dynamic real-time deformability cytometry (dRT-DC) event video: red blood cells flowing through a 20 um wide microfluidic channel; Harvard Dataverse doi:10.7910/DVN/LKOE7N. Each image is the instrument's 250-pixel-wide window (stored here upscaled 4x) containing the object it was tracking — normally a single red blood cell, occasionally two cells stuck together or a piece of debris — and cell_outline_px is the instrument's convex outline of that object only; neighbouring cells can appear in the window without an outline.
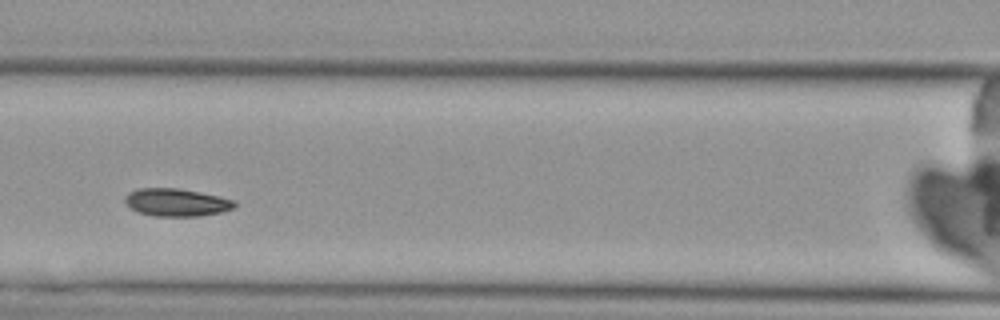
{"species": "Egyptian fruit bat (a non-hibernating species)", "species_latin": "Rousettus aegyptiacus", "temperature_condition": "cold", "stored_images_in_passage": 7, "camera_frame_rate_fps": 3000, "um_per_image_px": 0.085, "animal": {"sex": "female"}, "frame": {"image": 1, "passage_image": 3, "time_ms": 3.0, "image_size_px": [1000, 320], "cell_outline_px": [[236, 204], [232, 208], [220, 212], [200, 216], [156, 216], [136, 212], [124, 200], [124, 196], [128, 192], [136, 188], [180, 188], [220, 196], [236, 200]], "centroid_in_image_um": [14.98, 17.19], "position_along_channel_um": 151.6, "area_um2": 17.8}}
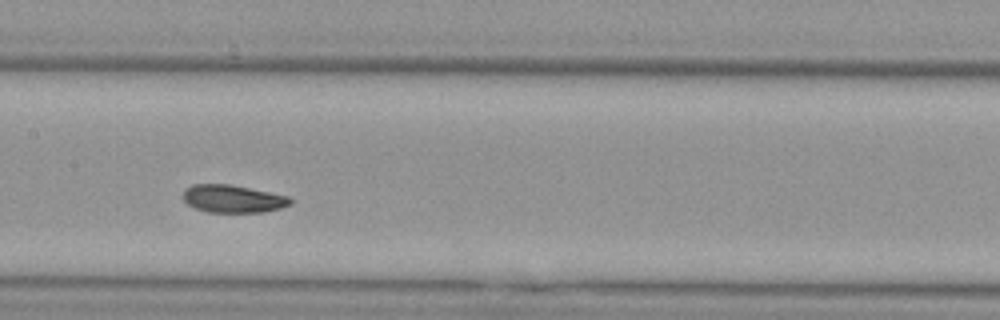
{"frame": {"image": 2, "passage_image": 4, "time_ms": 4.0, "image_size_px": [1000, 320], "cell_outline_px": [[292, 204], [280, 208], [264, 212], [208, 212], [196, 208], [188, 204], [184, 200], [184, 188], [192, 184], [228, 184], [288, 196], [292, 200]], "centroid_in_image_um": [19.79, 16.9], "position_along_channel_um": 187.6, "area_um2": 17.17}}
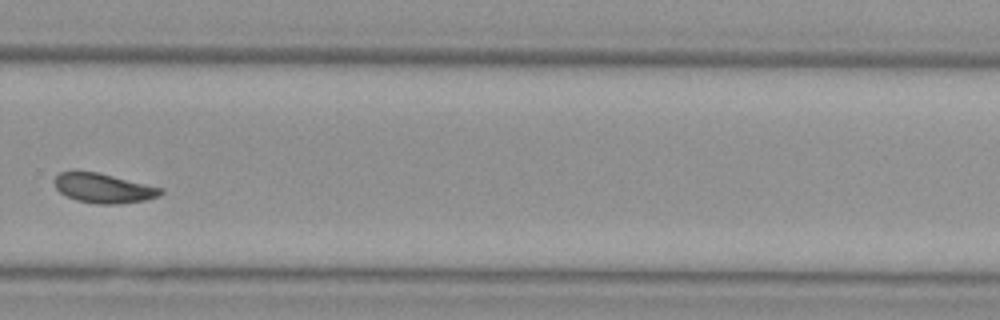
{"frame": {"image": 3, "passage_image": 7, "time_ms": 7.667, "image_size_px": [1000, 320], "cell_outline_px": [[164, 192], [160, 196], [144, 200], [116, 204], [96, 204], [76, 200], [60, 192], [56, 188], [56, 176], [60, 172], [96, 172], [164, 188]], "centroid_in_image_um": [8.85, 16.01], "position_along_channel_um": 321.0, "area_um2": 17.98}}